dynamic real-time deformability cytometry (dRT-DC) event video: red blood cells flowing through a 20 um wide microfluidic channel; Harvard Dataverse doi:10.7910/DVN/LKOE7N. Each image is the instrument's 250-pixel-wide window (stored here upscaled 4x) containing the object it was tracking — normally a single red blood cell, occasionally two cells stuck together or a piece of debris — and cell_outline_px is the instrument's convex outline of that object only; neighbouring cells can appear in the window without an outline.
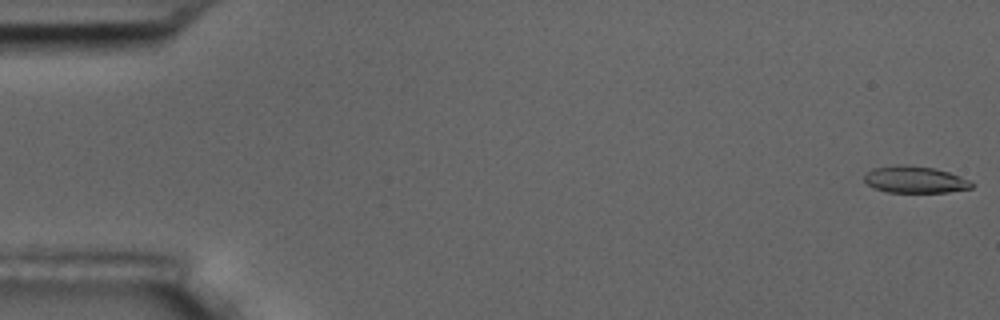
{"species": "common noctule bat (a hibernating species)", "species_latin": "Nyctalus noctula", "temperature_condition": "room temperature", "stored_images_in_passage": 7, "camera_frame_rate_fps": 3000, "um_per_image_px": 0.085, "animal": {"sex": "male", "body_mass_g": 17.5, "forearm_length_mm": 52.3}, "frame": {"image": 1, "passage_image": 1, "time_ms": 0.0, "image_size_px": [1000, 320], "cell_outline_px": [[972, 188], [948, 192], [888, 192], [872, 188], [864, 180], [864, 176], [872, 168], [896, 164], [908, 164], [936, 168], [972, 180]], "centroid_in_image_um": [77.76, 15.25], "position_along_channel_um": 7.2, "area_um2": 16.99}}
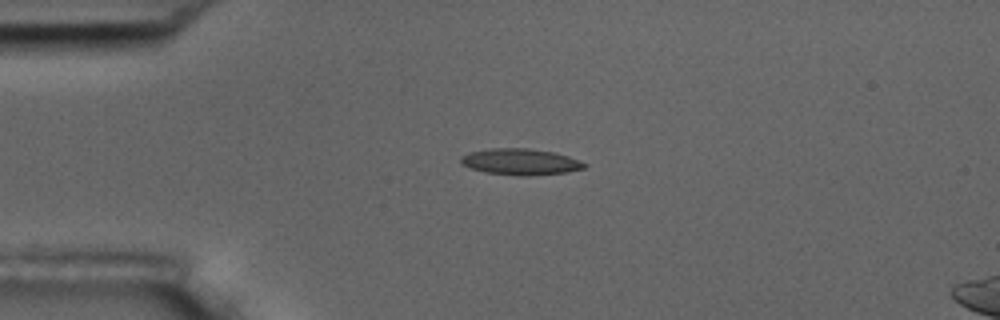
{"frame": {"image": 2, "passage_image": 5, "time_ms": 4.333, "image_size_px": [1000, 320], "cell_outline_px": [[588, 164], [584, 168], [568, 172], [528, 176], [520, 176], [484, 172], [460, 164], [460, 156], [468, 152], [488, 148], [528, 148], [552, 152], [568, 156], [580, 160]], "centroid_in_image_um": [44.22, 13.75], "position_along_channel_um": 40.8, "area_um2": 19.07}}